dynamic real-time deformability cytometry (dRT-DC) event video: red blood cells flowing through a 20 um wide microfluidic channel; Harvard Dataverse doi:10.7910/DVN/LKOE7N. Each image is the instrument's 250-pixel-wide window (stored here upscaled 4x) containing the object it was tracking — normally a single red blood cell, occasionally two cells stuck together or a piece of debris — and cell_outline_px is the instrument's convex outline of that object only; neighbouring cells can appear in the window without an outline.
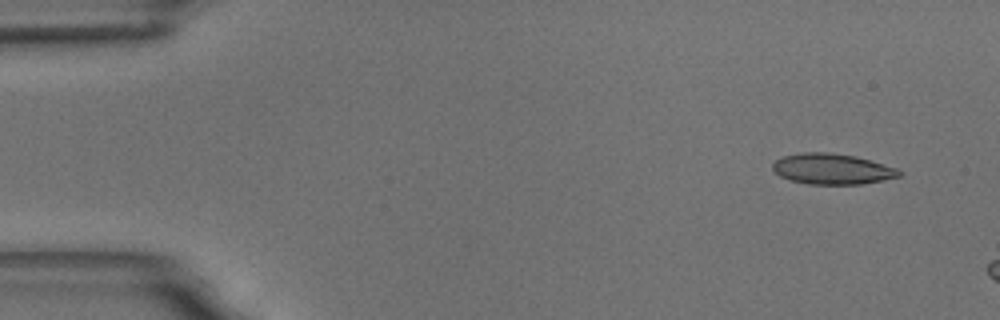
{"species": "common noctule bat (a hibernating species)", "species_latin": "Nyctalus noctula", "temperature_condition": "room temperature", "stored_images_in_passage": 3, "camera_frame_rate_fps": 3000, "um_per_image_px": 0.085, "animal": {"sex": "male", "body_mass_g": 18.8}, "frame": {"image": 1, "passage_image": 1, "time_ms": 0.0, "image_size_px": [1000, 320], "cell_outline_px": [[904, 172], [900, 176], [884, 180], [860, 184], [808, 184], [792, 180], [780, 176], [772, 168], [772, 164], [776, 160], [784, 156], [804, 152], [828, 152], [856, 156], [900, 168]], "centroid_in_image_um": [70.8, 14.36], "position_along_channel_um": 14.2, "area_um2": 22.72}}